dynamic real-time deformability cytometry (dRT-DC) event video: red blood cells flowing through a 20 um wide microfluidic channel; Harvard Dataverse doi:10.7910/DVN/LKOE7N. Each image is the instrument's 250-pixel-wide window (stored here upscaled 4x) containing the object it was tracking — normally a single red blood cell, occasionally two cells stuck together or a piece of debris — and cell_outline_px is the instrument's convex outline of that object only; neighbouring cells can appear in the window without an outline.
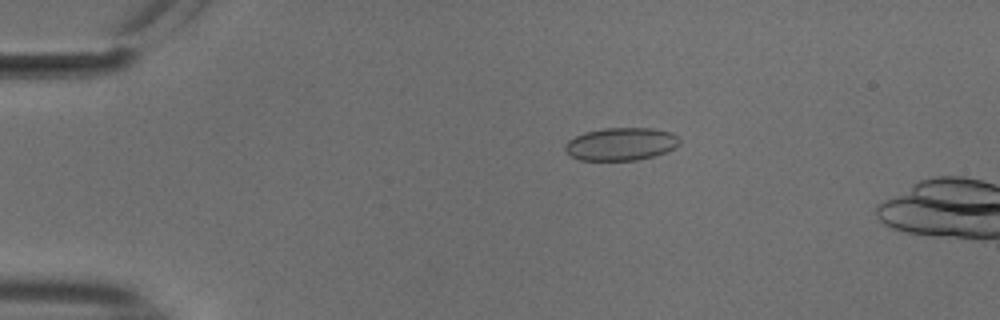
{"species": "common noctule bat (a hibernating species)", "species_latin": "Nyctalus noctula", "temperature_condition": "cold", "stored_images_in_passage": 15, "camera_frame_rate_fps": 3000, "um_per_image_px": 0.085, "animal": {"sex": "male", "body_mass_g": 18.8}, "frame": {"image": 1, "passage_image": 11, "time_ms": 3.333, "image_size_px": [1000, 320], "cell_outline_px": [[680, 144], [664, 152], [652, 156], [636, 160], [580, 160], [572, 156], [564, 148], [564, 144], [568, 140], [584, 132], [604, 128], [652, 128], [672, 132], [680, 140]], "centroid_in_image_um": [52.76, 12.23], "position_along_channel_um": 32.2, "area_um2": 21.73}}